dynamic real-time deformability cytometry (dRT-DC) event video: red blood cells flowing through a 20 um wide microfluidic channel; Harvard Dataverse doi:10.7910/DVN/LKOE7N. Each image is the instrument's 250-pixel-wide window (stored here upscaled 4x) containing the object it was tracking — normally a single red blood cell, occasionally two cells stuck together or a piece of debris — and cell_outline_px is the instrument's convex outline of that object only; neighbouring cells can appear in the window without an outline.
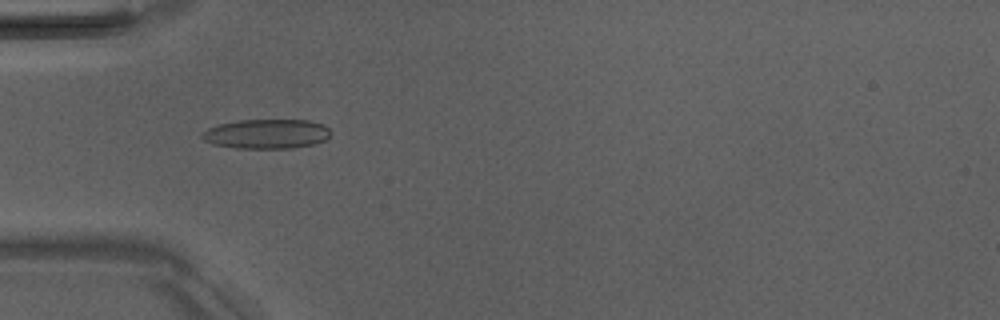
{"species": "Egyptian fruit bat (a non-hibernating species)", "species_latin": "Rousettus aegyptiacus", "temperature_condition": "room temperature", "stored_images_in_passage": 6, "camera_frame_rate_fps": 3000, "um_per_image_px": 0.085, "animal": {"sex": "male"}, "frame": {"image": 1, "passage_image": 4, "time_ms": 3.333, "image_size_px": [1000, 320], "cell_outline_px": [[332, 132], [324, 140], [312, 144], [292, 148], [236, 148], [212, 144], [204, 140], [200, 136], [208, 128], [220, 124], [240, 120], [308, 120], [324, 124]], "centroid_in_image_um": [22.66, 11.38], "position_along_channel_um": 62.3, "area_um2": 22.02}}
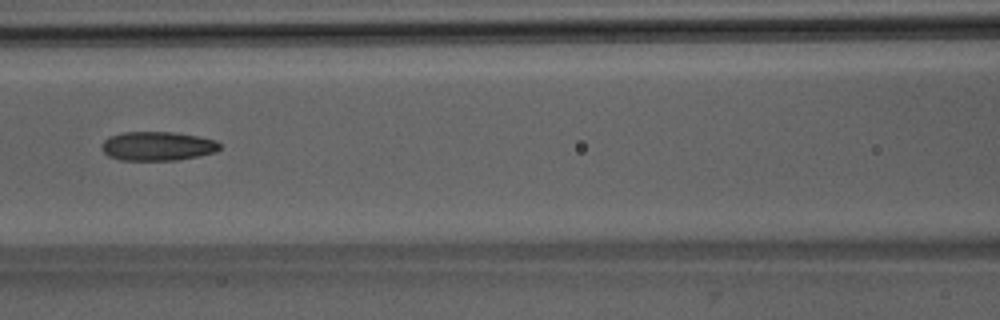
{"frame": {"image": 2, "passage_image": 6, "time_ms": 5.667, "image_size_px": [1000, 320], "cell_outline_px": [[220, 148], [216, 152], [176, 160], [120, 160], [108, 156], [100, 148], [104, 140], [108, 136], [124, 132], [172, 132], [196, 136], [216, 140], [220, 144]], "centroid_in_image_um": [13.35, 12.42], "position_along_channel_um": 153.2, "area_um2": 19.94}}